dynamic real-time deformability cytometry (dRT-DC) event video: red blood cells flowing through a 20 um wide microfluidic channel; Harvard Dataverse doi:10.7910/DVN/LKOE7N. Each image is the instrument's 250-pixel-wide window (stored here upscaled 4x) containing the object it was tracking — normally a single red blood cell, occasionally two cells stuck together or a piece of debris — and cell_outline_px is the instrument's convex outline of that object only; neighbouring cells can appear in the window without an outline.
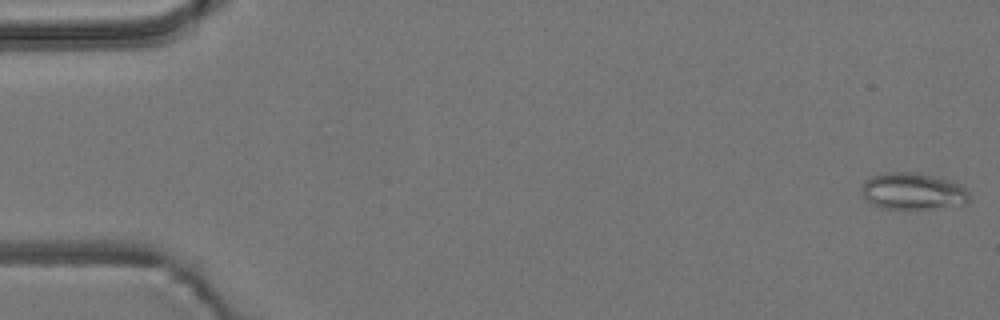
{"species": "common noctule bat (a hibernating species)", "species_latin": "Nyctalus noctula", "temperature_condition": "room temperature", "stored_images_in_passage": 7, "camera_frame_rate_fps": 3000, "um_per_image_px": 0.085, "animal": {"sex": "male", "body_mass_g": 19.2, "forearm_length_mm": 51.8}, "frame": {"image": 1, "passage_image": 1, "time_ms": 0.0, "image_size_px": [1000, 320], "cell_outline_px": [[968, 200], [964, 204], [924, 208], [884, 208], [872, 204], [864, 196], [860, 188], [864, 180], [872, 176], [888, 172], [908, 172], [936, 176], [956, 184], [964, 188], [968, 192]], "centroid_in_image_um": [77.52, 16.24], "position_along_channel_um": 7.5, "area_um2": 22.43}}
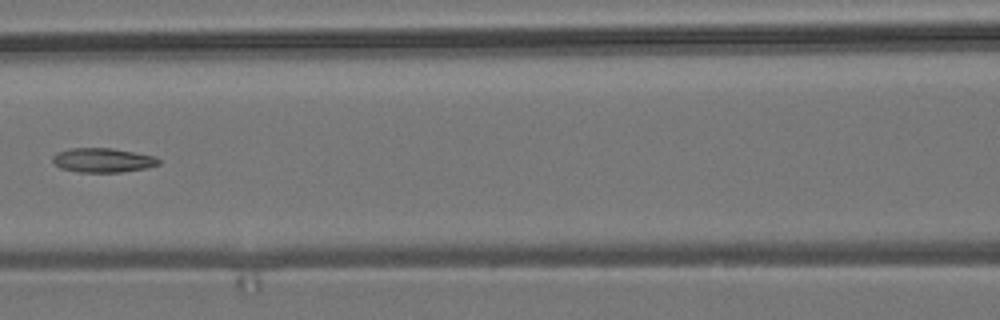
{"frame": {"image": 2, "passage_image": 7, "time_ms": 2.0, "image_size_px": [1000, 320], "cell_outline_px": [[160, 164], [148, 168], [120, 172], [76, 172], [60, 168], [52, 160], [52, 156], [56, 152], [72, 148], [112, 148], [152, 156], [160, 160]], "centroid_in_image_um": [8.71, 13.62], "position_along_channel_um": 157.9, "area_um2": 14.97}}